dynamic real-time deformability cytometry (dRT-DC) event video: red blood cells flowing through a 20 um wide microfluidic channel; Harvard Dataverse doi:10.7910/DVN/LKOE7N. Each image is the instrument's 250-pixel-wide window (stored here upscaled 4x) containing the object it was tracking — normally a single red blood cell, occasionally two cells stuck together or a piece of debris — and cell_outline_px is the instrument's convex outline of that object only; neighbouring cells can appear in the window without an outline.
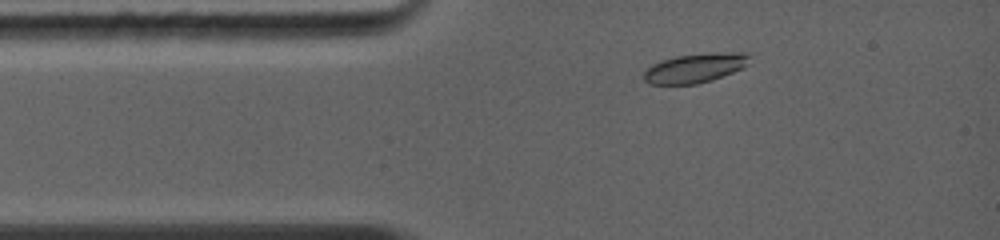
{"species": "common noctule bat (a hibernating species)", "species_latin": "Nyctalus noctula", "temperature_condition": "warm", "stored_images_in_passage": 15, "camera_frame_rate_fps": 5000, "um_per_image_px": 0.085, "animal": {"sex": "female", "body_mass_g": 19.0, "forearm_length_mm": 56.7}, "frame": {"image": 1, "passage_image": 3, "time_ms": 1.2, "image_size_px": [1000, 240], "cell_outline_px": [[748, 64], [744, 68], [712, 80], [696, 84], [648, 84], [644, 80], [644, 68], [660, 60], [676, 56], [712, 52], [748, 52]], "centroid_in_image_um": [59.06, 5.77], "position_along_channel_um": 25.9, "area_um2": 18.32}}
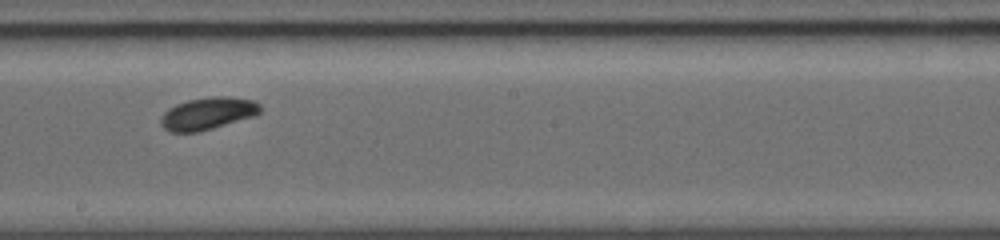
{"frame": {"image": 2, "passage_image": 9, "time_ms": 6.4, "image_size_px": [1000, 240], "cell_outline_px": [[260, 112], [256, 116], [212, 128], [196, 132], [168, 132], [160, 124], [160, 120], [164, 112], [168, 108], [176, 104], [188, 100], [212, 96], [228, 96], [256, 100], [260, 104]], "centroid_in_image_um": [17.67, 9.64], "position_along_channel_um": 230.5, "area_um2": 18.84}}
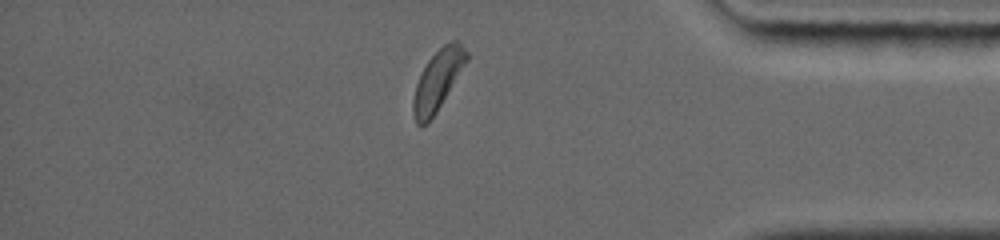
{"frame": {"image": 3, "passage_image": 14, "time_ms": 10.8, "image_size_px": [1000, 240], "cell_outline_px": [[468, 60], [436, 112], [428, 124], [416, 124], [412, 112], [412, 100], [416, 84], [428, 60], [444, 44], [452, 40], [460, 40], [468, 52]], "centroid_in_image_um": [37.21, 6.81], "position_along_channel_um": 398.0, "area_um2": 18.55}, "authors_computed_cell_mechanics": {"area_um2": 18.3226, "velocity_mm_per_s": 4.3545, "shape_relaxation_time_tau1_ms": 1.0769, "shape_relaxation_time_tau2_ms": null, "deformation_change_tau1": 0.0564, "deformation_change_tau2": null}}